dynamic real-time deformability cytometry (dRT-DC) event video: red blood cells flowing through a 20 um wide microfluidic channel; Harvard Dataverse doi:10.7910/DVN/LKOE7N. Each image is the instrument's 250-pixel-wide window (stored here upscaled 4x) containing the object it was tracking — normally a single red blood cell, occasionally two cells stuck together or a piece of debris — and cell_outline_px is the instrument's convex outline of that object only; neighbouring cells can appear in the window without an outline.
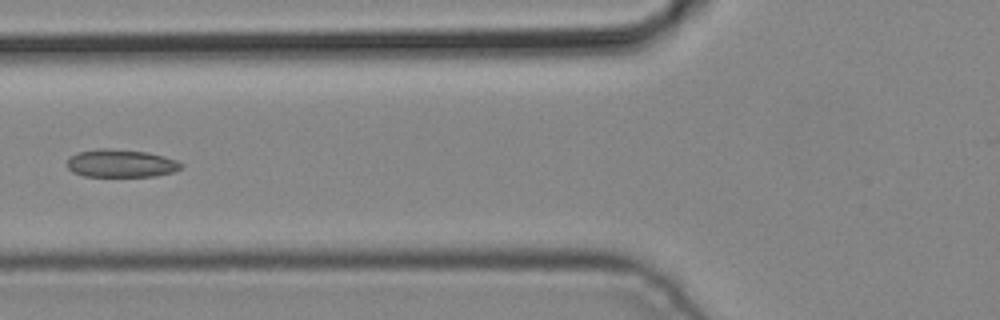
{"species": "common noctule bat (a hibernating species)", "species_latin": "Nyctalus noctula", "temperature_condition": "cold", "stored_images_in_passage": 5, "camera_frame_rate_fps": 3000, "um_per_image_px": 0.085, "animal": {"sex": "male", "body_mass_g": 19.2, "forearm_length_mm": 51.8}, "frame": {"image": 1, "passage_image": 4, "time_ms": 1.0, "image_size_px": [1000, 320], "cell_outline_px": [[184, 164], [180, 168], [172, 172], [156, 176], [84, 176], [72, 172], [64, 164], [68, 156], [76, 152], [96, 148], [108, 148], [148, 152], [164, 156], [176, 160]], "centroid_in_image_um": [10.2, 13.87], "position_along_channel_um": 115.6, "area_um2": 18.84}}
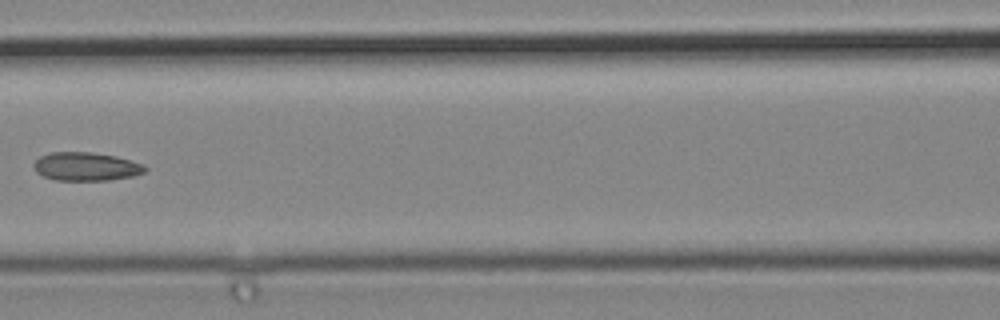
{"frame": {"image": 2, "passage_image": 5, "time_ms": 1.333, "image_size_px": [1000, 320], "cell_outline_px": [[148, 168], [144, 172], [132, 176], [108, 180], [56, 180], [44, 176], [36, 172], [32, 168], [32, 164], [40, 156], [52, 152], [92, 152], [116, 156], [144, 164]], "centroid_in_image_um": [7.3, 14.15], "position_along_channel_um": 159.3, "area_um2": 18.5}}